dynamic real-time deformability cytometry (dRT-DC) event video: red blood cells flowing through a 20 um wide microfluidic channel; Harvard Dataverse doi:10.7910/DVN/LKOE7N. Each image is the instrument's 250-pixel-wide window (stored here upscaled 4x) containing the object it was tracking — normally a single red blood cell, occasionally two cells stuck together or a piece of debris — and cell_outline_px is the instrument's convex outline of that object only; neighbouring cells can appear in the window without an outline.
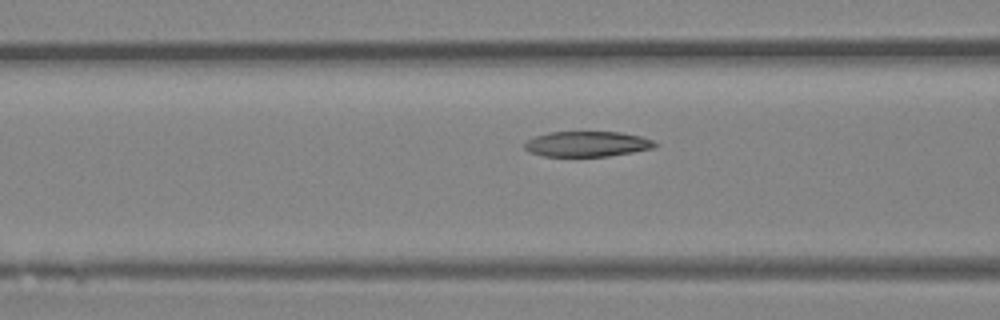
{"species": "Egyptian fruit bat (a non-hibernating species)", "species_latin": "Rousettus aegyptiacus", "temperature_condition": "room temperature", "stored_images_in_passage": 21, "camera_frame_rate_fps": 3000, "um_per_image_px": 0.085, "animal": {"sex": "female"}, "frame": {"image": 1, "passage_image": 4, "time_ms": 1.0, "image_size_px": [1000, 320], "cell_outline_px": [[648, 144], [640, 148], [620, 152], [596, 156], [556, 156], [568, 132], [604, 132], [628, 136]], "centroid_in_image_um": [50.74, 12.25], "position_along_channel_um": 115.9, "area_um2": 11.62}}
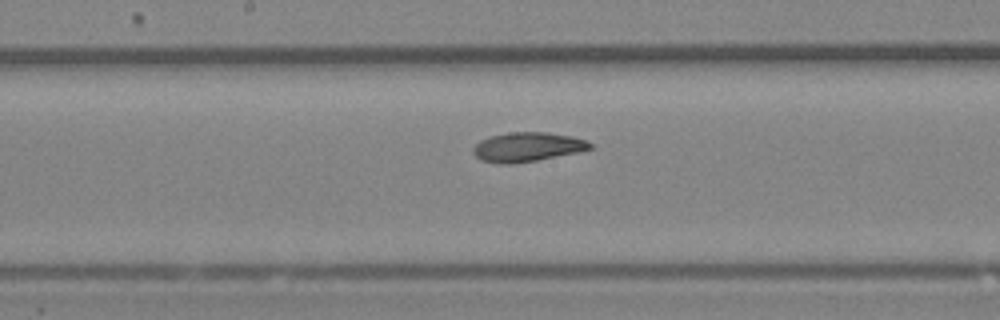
{"frame": {"image": 2, "passage_image": 10, "time_ms": 3.0, "image_size_px": [1000, 320], "cell_outline_px": [[588, 144], [584, 148], [524, 160], [492, 160], [484, 156], [508, 136], [556, 136], [576, 140]], "centroid_in_image_um": [45.25, 12.53], "position_along_channel_um": 202.9, "area_um2": 12.37}}
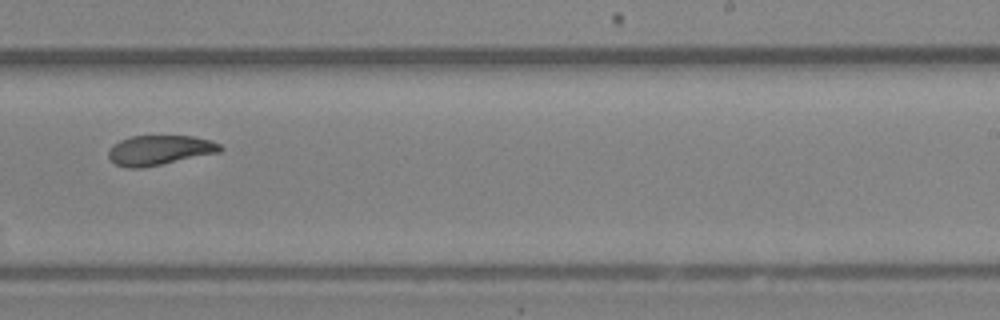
{"frame": {"image": 3, "passage_image": 15, "time_ms": 4.667, "image_size_px": [1000, 320], "cell_outline_px": [[220, 148], [152, 164], [124, 164], [144, 136], [176, 136], [200, 140], [212, 144]], "centroid_in_image_um": [14.15, 12.68], "position_along_channel_um": 274.9, "area_um2": 12.02}}